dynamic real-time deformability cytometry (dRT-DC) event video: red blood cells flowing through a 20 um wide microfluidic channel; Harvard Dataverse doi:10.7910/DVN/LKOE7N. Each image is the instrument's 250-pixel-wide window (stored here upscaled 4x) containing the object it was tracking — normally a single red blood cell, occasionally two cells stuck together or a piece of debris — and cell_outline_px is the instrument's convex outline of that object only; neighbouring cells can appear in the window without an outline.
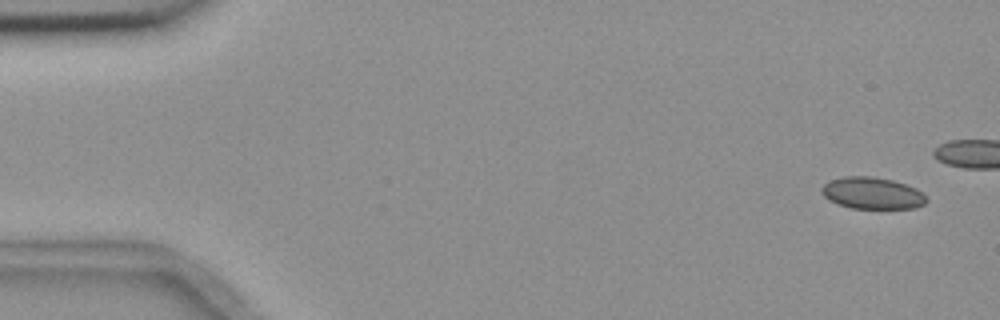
{"species": "common noctule bat (a hibernating species)", "species_latin": "Nyctalus noctula", "temperature_condition": "room temperature", "stored_images_in_passage": 5, "camera_frame_rate_fps": 3000, "um_per_image_px": 0.085, "animal": {"sex": "female", "body_mass_g": 18.4}, "frame": {"image": 1, "passage_image": 1, "time_ms": 0.0, "image_size_px": [1000, 320], "cell_outline_px": [[928, 200], [924, 204], [916, 208], [852, 208], [828, 200], [824, 196], [820, 188], [828, 180], [844, 176], [872, 176], [892, 180], [916, 188]], "centroid_in_image_um": [74.11, 16.41], "position_along_channel_um": 10.9, "area_um2": 19.31}}
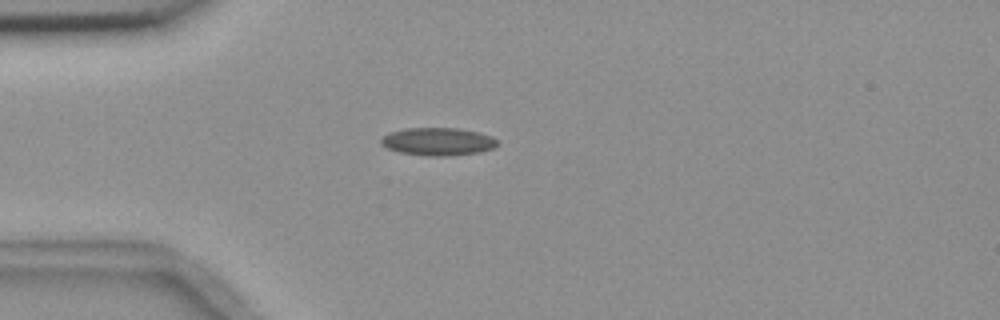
{"frame": {"image": 2, "passage_image": 5, "time_ms": 5.667, "image_size_px": [1000, 320], "cell_outline_px": [[500, 144], [492, 148], [480, 152], [444, 156], [432, 156], [400, 152], [388, 148], [380, 144], [380, 140], [388, 132], [404, 128], [460, 128], [480, 132], [492, 136]], "centroid_in_image_um": [37.23, 12.02], "position_along_channel_um": 47.8, "area_um2": 18.9}}